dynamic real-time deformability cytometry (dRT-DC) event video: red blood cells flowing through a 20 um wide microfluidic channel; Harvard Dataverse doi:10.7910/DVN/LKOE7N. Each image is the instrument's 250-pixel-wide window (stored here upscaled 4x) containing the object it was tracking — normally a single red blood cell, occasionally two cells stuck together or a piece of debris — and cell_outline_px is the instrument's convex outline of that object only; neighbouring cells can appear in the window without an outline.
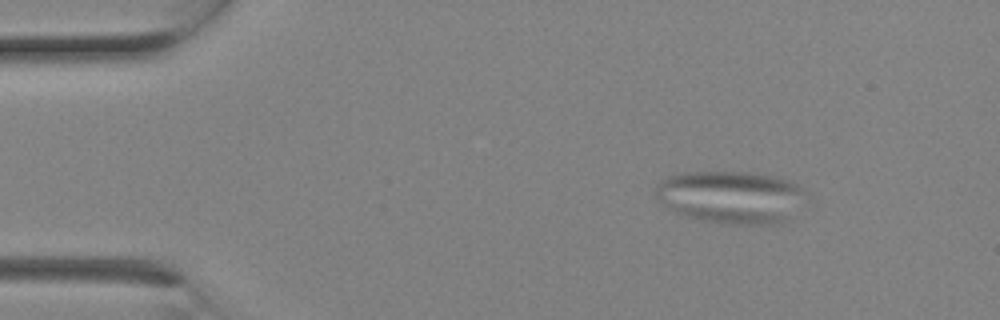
{"species": "Egyptian fruit bat (a non-hibernating species)", "species_latin": "Rousettus aegyptiacus", "temperature_condition": "room temperature", "stored_images_in_passage": 2, "camera_frame_rate_fps": 3000, "um_per_image_px": 0.085, "animal": {"sex": "female"}, "frame": {"image": 1, "passage_image": 1, "time_ms": 0.0, "image_size_px": [1000, 320], "cell_outline_px": [[812, 192], [784, 220], [772, 224], [724, 224], [700, 220], [676, 212], [664, 204], [656, 196], [656, 184], [660, 180], [676, 172], [752, 172], [776, 176], [788, 180]], "centroid_in_image_um": [62.14, 16.72], "position_along_channel_um": 22.9, "area_um2": 46.24}}